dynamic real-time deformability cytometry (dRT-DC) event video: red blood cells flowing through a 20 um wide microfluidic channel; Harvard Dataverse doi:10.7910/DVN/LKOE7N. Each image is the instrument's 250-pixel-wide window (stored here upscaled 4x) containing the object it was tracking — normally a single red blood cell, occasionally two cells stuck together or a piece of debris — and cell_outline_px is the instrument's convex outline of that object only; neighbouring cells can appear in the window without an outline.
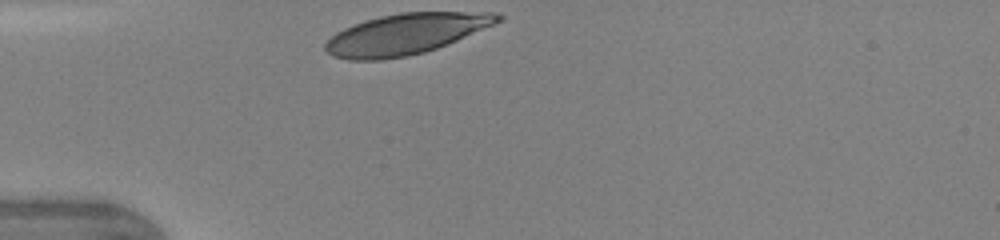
{"species": "human", "species_latin": "Homo sapiens", "temperature_condition": "warm", "stored_images_in_passage": 28, "camera_frame_rate_fps": 3000, "um_per_image_px": 0.085, "donor": {"sex": "female"}, "frame": {"image": 1, "passage_image": 1, "time_ms": 0.0, "image_size_px": [1000, 240], "cell_outline_px": [[504, 20], [456, 40], [436, 48], [424, 52], [408, 56], [384, 60], [348, 60], [332, 56], [324, 48], [324, 44], [336, 32], [344, 28], [380, 16], [400, 12], [492, 12], [504, 16]], "centroid_in_image_um": [34.48, 2.89], "position_along_channel_um": 50.5, "area_um2": 40.75}}
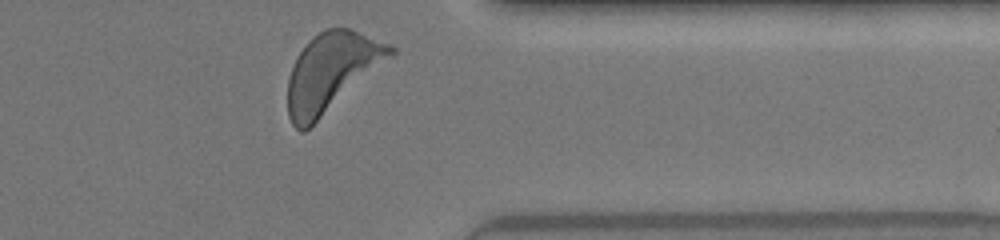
{"frame": {"image": 2, "passage_image": 28, "time_ms": 8.333, "image_size_px": [1000, 240], "cell_outline_px": [[396, 52], [304, 132], [300, 132], [292, 124], [288, 116], [288, 76], [300, 52], [312, 36], [324, 28], [352, 28], [388, 44], [396, 48]], "centroid_in_image_um": [28.14, 6.1], "position_along_channel_um": 383.3, "area_um2": 46.01}, "authors_computed_cell_mechanics": {"area_um2": 42.483, "velocity_mm_per_s": 4.2755, "shape_relaxation_time_tau1_ms": 1.9281, "shape_relaxation_time_tau2_ms": null, "deformation_change_tau1": 0.1321, "deformation_change_tau2": null}}